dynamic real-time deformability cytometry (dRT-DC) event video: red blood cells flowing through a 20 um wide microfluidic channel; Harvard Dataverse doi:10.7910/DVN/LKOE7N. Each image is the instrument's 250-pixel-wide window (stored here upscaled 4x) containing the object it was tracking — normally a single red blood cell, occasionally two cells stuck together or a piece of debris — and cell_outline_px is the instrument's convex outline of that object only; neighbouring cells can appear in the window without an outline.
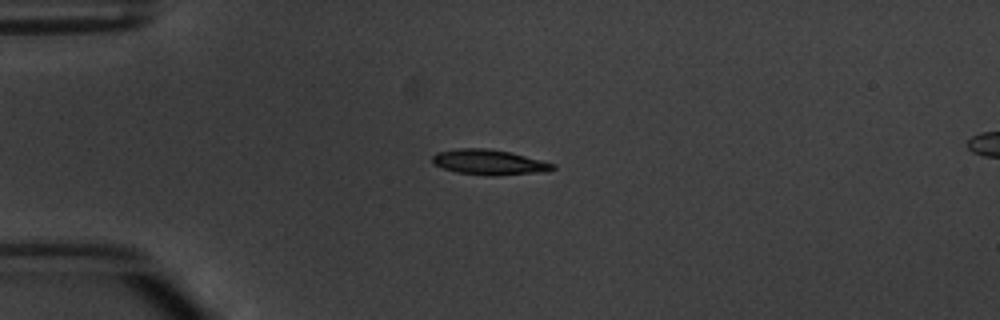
{"species": "common noctule bat (a hibernating species)", "species_latin": "Nyctalus noctula", "temperature_condition": "warm", "stored_images_in_passage": 4, "camera_frame_rate_fps": 3000, "um_per_image_px": 0.085, "animal": {"sex": "male", "body_mass_g": 20.1, "forearm_length_mm": 53.5}, "frame": {"image": 1, "passage_image": 1, "time_ms": 0.0, "image_size_px": [1000, 320], "cell_outline_px": [[556, 168], [548, 172], [496, 176], [492, 176], [456, 172], [432, 164], [432, 156], [436, 152], [460, 148], [488, 148], [508, 152], [556, 164]], "centroid_in_image_um": [41.58, 13.8], "position_along_channel_um": 43.4, "area_um2": 17.8}}